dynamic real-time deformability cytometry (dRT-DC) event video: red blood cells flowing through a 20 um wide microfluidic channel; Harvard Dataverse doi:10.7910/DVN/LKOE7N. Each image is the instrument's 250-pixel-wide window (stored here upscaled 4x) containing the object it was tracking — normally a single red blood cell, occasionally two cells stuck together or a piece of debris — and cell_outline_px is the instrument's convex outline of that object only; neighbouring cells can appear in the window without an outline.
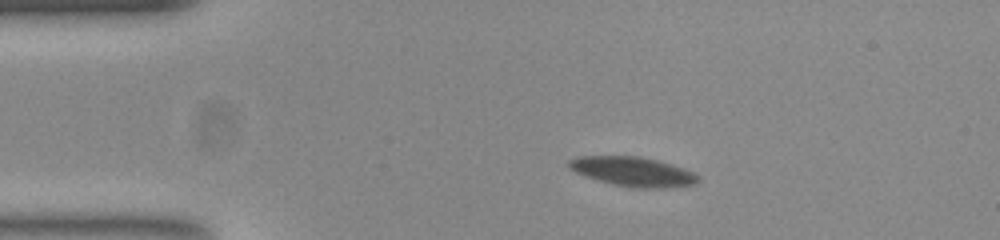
{"species": "common noctule bat (a hibernating species)", "species_latin": "Nyctalus noctula", "temperature_condition": "room temperature", "stored_images_in_passage": 55, "camera_frame_rate_fps": 3000, "um_per_image_px": 0.085, "animal": {"sex": "female", "body_mass_g": 23.0, "forearm_length_mm": 53.4}, "frame": {"image": 1, "passage_image": 10, "time_ms": 3.0, "image_size_px": [1000, 240], "cell_outline_px": [[700, 180], [692, 184], [616, 184], [600, 180], [576, 172], [568, 164], [568, 160], [576, 156], [640, 156], [656, 160], [684, 168], [700, 176]], "centroid_in_image_um": [53.71, 14.48], "position_along_channel_um": 31.3, "area_um2": 20.23}}
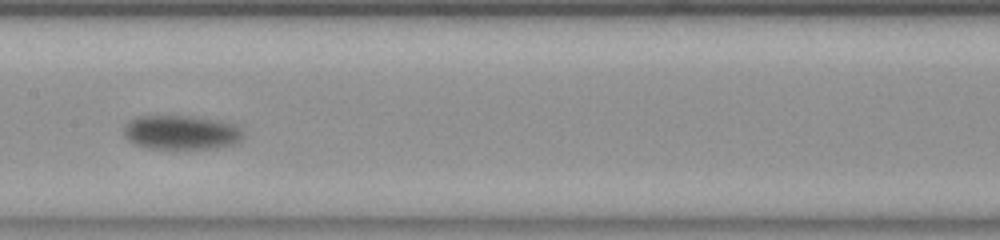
{"frame": {"image": 2, "passage_image": 27, "time_ms": 8.667, "image_size_px": [1000, 240], "cell_outline_px": [[240, 136], [232, 144], [208, 148], [152, 148], [136, 144], [124, 132], [124, 128], [132, 120], [140, 116], [188, 116], [228, 124], [236, 128], [240, 132]], "centroid_in_image_um": [15.31, 11.26], "position_along_channel_um": 192.1, "area_um2": 22.2}}
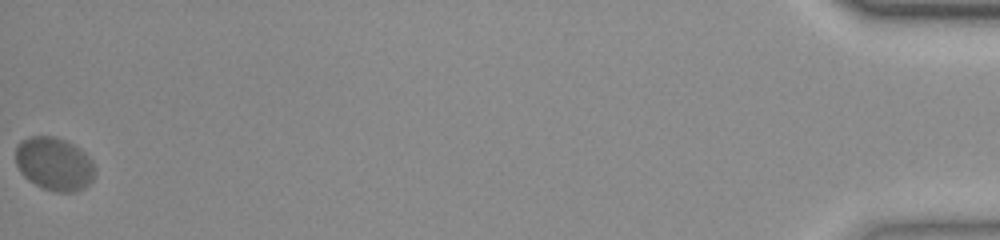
{"frame": {"image": 3, "passage_image": 55, "time_ms": 18.0, "image_size_px": [1000, 240], "cell_outline_px": [[92, 176], [88, 184], [72, 192], [60, 192], [44, 188], [28, 180], [20, 172], [16, 164], [16, 148], [28, 136], [52, 136], [64, 140], [72, 144], [84, 152], [92, 160]], "centroid_in_image_um": [4.56, 13.91], "position_along_channel_um": 430.6, "area_um2": 23.93}, "authors_computed_cell_mechanics": {"area_um2": 22.3686, "velocity_mm_per_s": 3.6853, "shape_relaxation_time_tau1_ms": 2.7675, "shape_relaxation_time_tau2_ms": null, "deformation_change_tau1": 0.0731, "deformation_change_tau2": null}}